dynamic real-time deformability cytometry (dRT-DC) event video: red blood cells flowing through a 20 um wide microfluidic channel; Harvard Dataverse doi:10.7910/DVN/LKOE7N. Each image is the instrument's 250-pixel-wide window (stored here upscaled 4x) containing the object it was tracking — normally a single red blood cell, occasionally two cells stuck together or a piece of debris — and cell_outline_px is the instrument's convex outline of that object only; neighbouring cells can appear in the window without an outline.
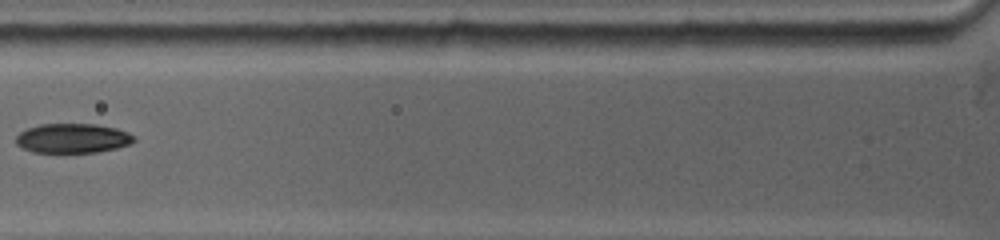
{"species": "common noctule bat (a hibernating species)", "species_latin": "Nyctalus noctula", "temperature_condition": "warm", "stored_images_in_passage": 5, "camera_frame_rate_fps": 5000, "um_per_image_px": 0.085, "animal": {"sex": "female", "body_mass_g": 19.0, "forearm_length_mm": 53.3}, "frame": {"image": 1, "passage_image": 3, "time_ms": 2.0, "image_size_px": [1000, 240], "cell_outline_px": [[136, 140], [132, 144], [116, 148], [96, 152], [32, 152], [16, 144], [16, 136], [20, 132], [28, 128], [40, 124], [96, 124], [116, 128], [128, 132], [136, 136]], "centroid_in_image_um": [6.21, 11.75], "position_along_channel_um": 119.6, "area_um2": 20.35}}
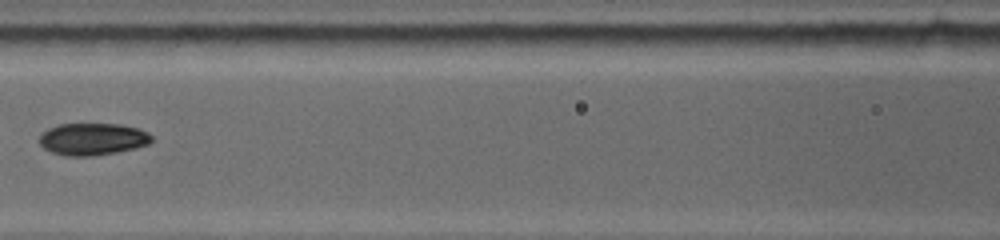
{"frame": {"image": 2, "passage_image": 4, "time_ms": 3.0, "image_size_px": [1000, 240], "cell_outline_px": [[152, 140], [148, 144], [136, 148], [116, 152], [92, 156], [64, 156], [52, 152], [44, 148], [40, 144], [40, 136], [48, 128], [60, 124], [120, 124], [140, 128], [148, 132], [152, 136]], "centroid_in_image_um": [7.9, 11.82], "position_along_channel_um": 158.7, "area_um2": 21.04}}
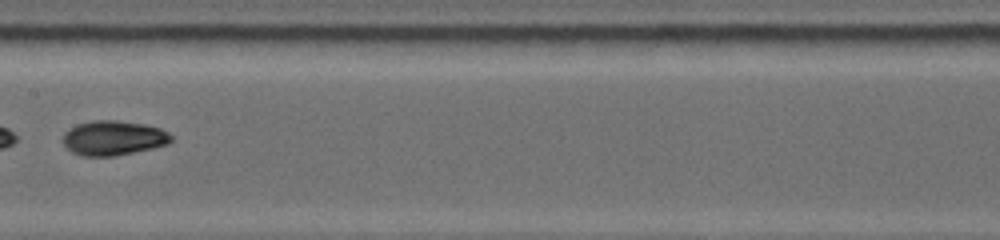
{"frame": {"image": 3, "passage_image": 5, "time_ms": 4.0, "image_size_px": [1000, 240], "cell_outline_px": [[172, 140], [168, 144], [152, 148], [116, 156], [80, 156], [72, 152], [60, 140], [64, 132], [68, 128], [76, 124], [92, 120], [116, 120], [144, 124], [160, 128], [168, 132], [172, 136]], "centroid_in_image_um": [9.59, 11.72], "position_along_channel_um": 197.8, "area_um2": 22.14}}